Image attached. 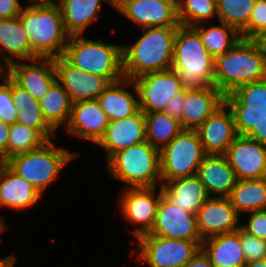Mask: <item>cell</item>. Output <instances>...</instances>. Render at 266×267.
<instances>
[{"instance_id": "1", "label": "cell", "mask_w": 266, "mask_h": 267, "mask_svg": "<svg viewBox=\"0 0 266 267\" xmlns=\"http://www.w3.org/2000/svg\"><path fill=\"white\" fill-rule=\"evenodd\" d=\"M266 78V42L240 40L215 58L214 86L224 95L238 87Z\"/></svg>"}, {"instance_id": "2", "label": "cell", "mask_w": 266, "mask_h": 267, "mask_svg": "<svg viewBox=\"0 0 266 267\" xmlns=\"http://www.w3.org/2000/svg\"><path fill=\"white\" fill-rule=\"evenodd\" d=\"M177 28H142L143 35L134 44H122L124 78L134 79L145 73L171 69Z\"/></svg>"}, {"instance_id": "3", "label": "cell", "mask_w": 266, "mask_h": 267, "mask_svg": "<svg viewBox=\"0 0 266 267\" xmlns=\"http://www.w3.org/2000/svg\"><path fill=\"white\" fill-rule=\"evenodd\" d=\"M19 19L29 35L33 59L63 56L70 35L67 33L60 6H23Z\"/></svg>"}, {"instance_id": "4", "label": "cell", "mask_w": 266, "mask_h": 267, "mask_svg": "<svg viewBox=\"0 0 266 267\" xmlns=\"http://www.w3.org/2000/svg\"><path fill=\"white\" fill-rule=\"evenodd\" d=\"M215 58L202 44L199 33L179 25L175 35L171 69L175 70L185 88L214 85Z\"/></svg>"}, {"instance_id": "5", "label": "cell", "mask_w": 266, "mask_h": 267, "mask_svg": "<svg viewBox=\"0 0 266 267\" xmlns=\"http://www.w3.org/2000/svg\"><path fill=\"white\" fill-rule=\"evenodd\" d=\"M76 156L78 153L58 147L53 140H49L37 149L10 157L6 165L43 194L50 183L58 179L62 168Z\"/></svg>"}, {"instance_id": "6", "label": "cell", "mask_w": 266, "mask_h": 267, "mask_svg": "<svg viewBox=\"0 0 266 267\" xmlns=\"http://www.w3.org/2000/svg\"><path fill=\"white\" fill-rule=\"evenodd\" d=\"M63 57L74 67L102 76L109 83L124 78L120 44L100 42L86 38L84 35H74L70 36Z\"/></svg>"}, {"instance_id": "7", "label": "cell", "mask_w": 266, "mask_h": 267, "mask_svg": "<svg viewBox=\"0 0 266 267\" xmlns=\"http://www.w3.org/2000/svg\"><path fill=\"white\" fill-rule=\"evenodd\" d=\"M105 166L110 177L127 184V188L162 185L160 150L147 141L115 153Z\"/></svg>"}, {"instance_id": "8", "label": "cell", "mask_w": 266, "mask_h": 267, "mask_svg": "<svg viewBox=\"0 0 266 267\" xmlns=\"http://www.w3.org/2000/svg\"><path fill=\"white\" fill-rule=\"evenodd\" d=\"M206 155L197 131L183 129L160 150L161 184L197 175Z\"/></svg>"}, {"instance_id": "9", "label": "cell", "mask_w": 266, "mask_h": 267, "mask_svg": "<svg viewBox=\"0 0 266 267\" xmlns=\"http://www.w3.org/2000/svg\"><path fill=\"white\" fill-rule=\"evenodd\" d=\"M137 258L148 267H183L201 249L202 242L143 235L137 239Z\"/></svg>"}, {"instance_id": "10", "label": "cell", "mask_w": 266, "mask_h": 267, "mask_svg": "<svg viewBox=\"0 0 266 267\" xmlns=\"http://www.w3.org/2000/svg\"><path fill=\"white\" fill-rule=\"evenodd\" d=\"M225 103L233 113L237 134L247 136L266 119V78L238 87L225 95Z\"/></svg>"}, {"instance_id": "11", "label": "cell", "mask_w": 266, "mask_h": 267, "mask_svg": "<svg viewBox=\"0 0 266 267\" xmlns=\"http://www.w3.org/2000/svg\"><path fill=\"white\" fill-rule=\"evenodd\" d=\"M157 188V186L124 187L122 194L119 195L118 208L121 215L129 224L137 225L130 231L136 240L149 234L153 228L160 198L163 195L161 186L159 191Z\"/></svg>"}, {"instance_id": "12", "label": "cell", "mask_w": 266, "mask_h": 267, "mask_svg": "<svg viewBox=\"0 0 266 267\" xmlns=\"http://www.w3.org/2000/svg\"><path fill=\"white\" fill-rule=\"evenodd\" d=\"M131 81L144 114L162 112L169 100L185 89L179 74L173 69L145 73Z\"/></svg>"}, {"instance_id": "13", "label": "cell", "mask_w": 266, "mask_h": 267, "mask_svg": "<svg viewBox=\"0 0 266 267\" xmlns=\"http://www.w3.org/2000/svg\"><path fill=\"white\" fill-rule=\"evenodd\" d=\"M114 9L141 29L180 25L177 0H120Z\"/></svg>"}, {"instance_id": "14", "label": "cell", "mask_w": 266, "mask_h": 267, "mask_svg": "<svg viewBox=\"0 0 266 267\" xmlns=\"http://www.w3.org/2000/svg\"><path fill=\"white\" fill-rule=\"evenodd\" d=\"M149 235L202 242L196 214L179 209L164 195L161 196L156 218Z\"/></svg>"}, {"instance_id": "15", "label": "cell", "mask_w": 266, "mask_h": 267, "mask_svg": "<svg viewBox=\"0 0 266 267\" xmlns=\"http://www.w3.org/2000/svg\"><path fill=\"white\" fill-rule=\"evenodd\" d=\"M223 155L237 180L266 177V145L238 135Z\"/></svg>"}, {"instance_id": "16", "label": "cell", "mask_w": 266, "mask_h": 267, "mask_svg": "<svg viewBox=\"0 0 266 267\" xmlns=\"http://www.w3.org/2000/svg\"><path fill=\"white\" fill-rule=\"evenodd\" d=\"M57 80L68 92L72 103L97 100L110 84L104 77L71 65L63 56L53 58Z\"/></svg>"}, {"instance_id": "17", "label": "cell", "mask_w": 266, "mask_h": 267, "mask_svg": "<svg viewBox=\"0 0 266 267\" xmlns=\"http://www.w3.org/2000/svg\"><path fill=\"white\" fill-rule=\"evenodd\" d=\"M197 229L202 240L240 228V215L228 197H209L196 213Z\"/></svg>"}, {"instance_id": "18", "label": "cell", "mask_w": 266, "mask_h": 267, "mask_svg": "<svg viewBox=\"0 0 266 267\" xmlns=\"http://www.w3.org/2000/svg\"><path fill=\"white\" fill-rule=\"evenodd\" d=\"M8 75L38 101L57 80L53 58L16 62L9 66Z\"/></svg>"}, {"instance_id": "19", "label": "cell", "mask_w": 266, "mask_h": 267, "mask_svg": "<svg viewBox=\"0 0 266 267\" xmlns=\"http://www.w3.org/2000/svg\"><path fill=\"white\" fill-rule=\"evenodd\" d=\"M109 119L97 100H85L72 104L71 117L64 131L97 144L103 137Z\"/></svg>"}, {"instance_id": "20", "label": "cell", "mask_w": 266, "mask_h": 267, "mask_svg": "<svg viewBox=\"0 0 266 267\" xmlns=\"http://www.w3.org/2000/svg\"><path fill=\"white\" fill-rule=\"evenodd\" d=\"M206 154L223 155L238 136L234 116L224 103L196 129Z\"/></svg>"}, {"instance_id": "21", "label": "cell", "mask_w": 266, "mask_h": 267, "mask_svg": "<svg viewBox=\"0 0 266 267\" xmlns=\"http://www.w3.org/2000/svg\"><path fill=\"white\" fill-rule=\"evenodd\" d=\"M146 141V122L144 113L119 120L109 121L103 137L96 144L106 151V162L117 152Z\"/></svg>"}, {"instance_id": "22", "label": "cell", "mask_w": 266, "mask_h": 267, "mask_svg": "<svg viewBox=\"0 0 266 267\" xmlns=\"http://www.w3.org/2000/svg\"><path fill=\"white\" fill-rule=\"evenodd\" d=\"M224 103L225 95L214 85L185 88L182 128L196 130Z\"/></svg>"}, {"instance_id": "23", "label": "cell", "mask_w": 266, "mask_h": 267, "mask_svg": "<svg viewBox=\"0 0 266 267\" xmlns=\"http://www.w3.org/2000/svg\"><path fill=\"white\" fill-rule=\"evenodd\" d=\"M197 176L209 197H229L236 184L235 172L224 155L207 154Z\"/></svg>"}, {"instance_id": "24", "label": "cell", "mask_w": 266, "mask_h": 267, "mask_svg": "<svg viewBox=\"0 0 266 267\" xmlns=\"http://www.w3.org/2000/svg\"><path fill=\"white\" fill-rule=\"evenodd\" d=\"M43 195L6 164L0 166V206L22 210L33 207Z\"/></svg>"}, {"instance_id": "25", "label": "cell", "mask_w": 266, "mask_h": 267, "mask_svg": "<svg viewBox=\"0 0 266 267\" xmlns=\"http://www.w3.org/2000/svg\"><path fill=\"white\" fill-rule=\"evenodd\" d=\"M0 55L8 66L33 59L31 41L19 16L0 19Z\"/></svg>"}, {"instance_id": "26", "label": "cell", "mask_w": 266, "mask_h": 267, "mask_svg": "<svg viewBox=\"0 0 266 267\" xmlns=\"http://www.w3.org/2000/svg\"><path fill=\"white\" fill-rule=\"evenodd\" d=\"M129 86H132L134 92L129 91ZM134 93L136 90L131 79L122 78L117 82L110 83L97 101L107 114L109 121L124 119L140 110L137 96Z\"/></svg>"}, {"instance_id": "27", "label": "cell", "mask_w": 266, "mask_h": 267, "mask_svg": "<svg viewBox=\"0 0 266 267\" xmlns=\"http://www.w3.org/2000/svg\"><path fill=\"white\" fill-rule=\"evenodd\" d=\"M201 249L209 257L213 267H245L247 264L241 248L240 228L204 239Z\"/></svg>"}, {"instance_id": "28", "label": "cell", "mask_w": 266, "mask_h": 267, "mask_svg": "<svg viewBox=\"0 0 266 267\" xmlns=\"http://www.w3.org/2000/svg\"><path fill=\"white\" fill-rule=\"evenodd\" d=\"M163 195L179 209L196 214L209 198L197 175L178 178L161 185Z\"/></svg>"}, {"instance_id": "29", "label": "cell", "mask_w": 266, "mask_h": 267, "mask_svg": "<svg viewBox=\"0 0 266 267\" xmlns=\"http://www.w3.org/2000/svg\"><path fill=\"white\" fill-rule=\"evenodd\" d=\"M103 2L114 8L110 0H58L67 33L83 35L90 24L99 20Z\"/></svg>"}, {"instance_id": "30", "label": "cell", "mask_w": 266, "mask_h": 267, "mask_svg": "<svg viewBox=\"0 0 266 267\" xmlns=\"http://www.w3.org/2000/svg\"><path fill=\"white\" fill-rule=\"evenodd\" d=\"M12 101L16 106V123L37 130L47 141L52 140L56 131L47 123L39 101L11 78Z\"/></svg>"}, {"instance_id": "31", "label": "cell", "mask_w": 266, "mask_h": 267, "mask_svg": "<svg viewBox=\"0 0 266 267\" xmlns=\"http://www.w3.org/2000/svg\"><path fill=\"white\" fill-rule=\"evenodd\" d=\"M39 104L44 119L56 132L62 126L65 129L71 117L73 103L68 92L58 80L51 85Z\"/></svg>"}, {"instance_id": "32", "label": "cell", "mask_w": 266, "mask_h": 267, "mask_svg": "<svg viewBox=\"0 0 266 267\" xmlns=\"http://www.w3.org/2000/svg\"><path fill=\"white\" fill-rule=\"evenodd\" d=\"M228 198L239 215L266 209V177L237 180Z\"/></svg>"}, {"instance_id": "33", "label": "cell", "mask_w": 266, "mask_h": 267, "mask_svg": "<svg viewBox=\"0 0 266 267\" xmlns=\"http://www.w3.org/2000/svg\"><path fill=\"white\" fill-rule=\"evenodd\" d=\"M219 22L220 25L205 26L201 23L193 26L199 33L202 44L214 58L229 51L241 38L233 26Z\"/></svg>"}, {"instance_id": "34", "label": "cell", "mask_w": 266, "mask_h": 267, "mask_svg": "<svg viewBox=\"0 0 266 267\" xmlns=\"http://www.w3.org/2000/svg\"><path fill=\"white\" fill-rule=\"evenodd\" d=\"M146 122V141L161 150L182 130L180 121L162 112L144 114Z\"/></svg>"}, {"instance_id": "35", "label": "cell", "mask_w": 266, "mask_h": 267, "mask_svg": "<svg viewBox=\"0 0 266 267\" xmlns=\"http://www.w3.org/2000/svg\"><path fill=\"white\" fill-rule=\"evenodd\" d=\"M177 17L180 25L193 27L217 17V0H177Z\"/></svg>"}, {"instance_id": "36", "label": "cell", "mask_w": 266, "mask_h": 267, "mask_svg": "<svg viewBox=\"0 0 266 267\" xmlns=\"http://www.w3.org/2000/svg\"><path fill=\"white\" fill-rule=\"evenodd\" d=\"M256 0H217L218 21L240 32L250 19Z\"/></svg>"}, {"instance_id": "37", "label": "cell", "mask_w": 266, "mask_h": 267, "mask_svg": "<svg viewBox=\"0 0 266 267\" xmlns=\"http://www.w3.org/2000/svg\"><path fill=\"white\" fill-rule=\"evenodd\" d=\"M47 140L35 129L21 123L10 125L8 159L14 155L29 152L42 146Z\"/></svg>"}, {"instance_id": "38", "label": "cell", "mask_w": 266, "mask_h": 267, "mask_svg": "<svg viewBox=\"0 0 266 267\" xmlns=\"http://www.w3.org/2000/svg\"><path fill=\"white\" fill-rule=\"evenodd\" d=\"M239 33L243 39L263 40L266 37V0H256L248 24Z\"/></svg>"}, {"instance_id": "39", "label": "cell", "mask_w": 266, "mask_h": 267, "mask_svg": "<svg viewBox=\"0 0 266 267\" xmlns=\"http://www.w3.org/2000/svg\"><path fill=\"white\" fill-rule=\"evenodd\" d=\"M0 84V120L8 125L16 123L17 110L12 101L11 77L6 75Z\"/></svg>"}, {"instance_id": "40", "label": "cell", "mask_w": 266, "mask_h": 267, "mask_svg": "<svg viewBox=\"0 0 266 267\" xmlns=\"http://www.w3.org/2000/svg\"><path fill=\"white\" fill-rule=\"evenodd\" d=\"M240 241L247 263L266 259V240L251 235L240 227Z\"/></svg>"}, {"instance_id": "41", "label": "cell", "mask_w": 266, "mask_h": 267, "mask_svg": "<svg viewBox=\"0 0 266 267\" xmlns=\"http://www.w3.org/2000/svg\"><path fill=\"white\" fill-rule=\"evenodd\" d=\"M249 219L240 227L247 233L266 240V209L248 212Z\"/></svg>"}, {"instance_id": "42", "label": "cell", "mask_w": 266, "mask_h": 267, "mask_svg": "<svg viewBox=\"0 0 266 267\" xmlns=\"http://www.w3.org/2000/svg\"><path fill=\"white\" fill-rule=\"evenodd\" d=\"M185 102V89L169 100L163 112L177 120L182 119L183 107Z\"/></svg>"}, {"instance_id": "43", "label": "cell", "mask_w": 266, "mask_h": 267, "mask_svg": "<svg viewBox=\"0 0 266 267\" xmlns=\"http://www.w3.org/2000/svg\"><path fill=\"white\" fill-rule=\"evenodd\" d=\"M22 8L20 0H0V19L17 17Z\"/></svg>"}, {"instance_id": "44", "label": "cell", "mask_w": 266, "mask_h": 267, "mask_svg": "<svg viewBox=\"0 0 266 267\" xmlns=\"http://www.w3.org/2000/svg\"><path fill=\"white\" fill-rule=\"evenodd\" d=\"M9 130L10 125L0 120V153L3 155L5 161L8 159Z\"/></svg>"}, {"instance_id": "45", "label": "cell", "mask_w": 266, "mask_h": 267, "mask_svg": "<svg viewBox=\"0 0 266 267\" xmlns=\"http://www.w3.org/2000/svg\"><path fill=\"white\" fill-rule=\"evenodd\" d=\"M183 267H213L209 257L200 249L198 253Z\"/></svg>"}, {"instance_id": "46", "label": "cell", "mask_w": 266, "mask_h": 267, "mask_svg": "<svg viewBox=\"0 0 266 267\" xmlns=\"http://www.w3.org/2000/svg\"><path fill=\"white\" fill-rule=\"evenodd\" d=\"M247 137L266 145V119L258 123Z\"/></svg>"}, {"instance_id": "47", "label": "cell", "mask_w": 266, "mask_h": 267, "mask_svg": "<svg viewBox=\"0 0 266 267\" xmlns=\"http://www.w3.org/2000/svg\"><path fill=\"white\" fill-rule=\"evenodd\" d=\"M16 259L15 254H10L9 256L0 258V267H14Z\"/></svg>"}, {"instance_id": "48", "label": "cell", "mask_w": 266, "mask_h": 267, "mask_svg": "<svg viewBox=\"0 0 266 267\" xmlns=\"http://www.w3.org/2000/svg\"><path fill=\"white\" fill-rule=\"evenodd\" d=\"M29 2L28 6H37V5H49L56 3L55 0H27Z\"/></svg>"}, {"instance_id": "49", "label": "cell", "mask_w": 266, "mask_h": 267, "mask_svg": "<svg viewBox=\"0 0 266 267\" xmlns=\"http://www.w3.org/2000/svg\"><path fill=\"white\" fill-rule=\"evenodd\" d=\"M245 267H266V259L248 262Z\"/></svg>"}, {"instance_id": "50", "label": "cell", "mask_w": 266, "mask_h": 267, "mask_svg": "<svg viewBox=\"0 0 266 267\" xmlns=\"http://www.w3.org/2000/svg\"><path fill=\"white\" fill-rule=\"evenodd\" d=\"M1 58L2 57L0 55V76H2L1 77V79H2L6 75H8L9 66L6 63H3V61H2L3 59H1Z\"/></svg>"}, {"instance_id": "51", "label": "cell", "mask_w": 266, "mask_h": 267, "mask_svg": "<svg viewBox=\"0 0 266 267\" xmlns=\"http://www.w3.org/2000/svg\"><path fill=\"white\" fill-rule=\"evenodd\" d=\"M6 228H7V225L5 224V222H3V218L0 217V236Z\"/></svg>"}, {"instance_id": "52", "label": "cell", "mask_w": 266, "mask_h": 267, "mask_svg": "<svg viewBox=\"0 0 266 267\" xmlns=\"http://www.w3.org/2000/svg\"><path fill=\"white\" fill-rule=\"evenodd\" d=\"M4 164H6V161L3 157V155L0 153V166H3Z\"/></svg>"}, {"instance_id": "53", "label": "cell", "mask_w": 266, "mask_h": 267, "mask_svg": "<svg viewBox=\"0 0 266 267\" xmlns=\"http://www.w3.org/2000/svg\"><path fill=\"white\" fill-rule=\"evenodd\" d=\"M110 1L115 6L120 0H110Z\"/></svg>"}]
</instances>
